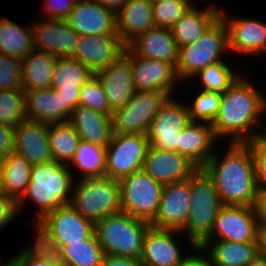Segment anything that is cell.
Segmentation results:
<instances>
[{
	"label": "cell",
	"mask_w": 266,
	"mask_h": 266,
	"mask_svg": "<svg viewBox=\"0 0 266 266\" xmlns=\"http://www.w3.org/2000/svg\"><path fill=\"white\" fill-rule=\"evenodd\" d=\"M248 78L241 73L222 94L219 112L211 124L220 141L246 143L253 140L258 135L262 118H266V95Z\"/></svg>",
	"instance_id": "1"
},
{
	"label": "cell",
	"mask_w": 266,
	"mask_h": 266,
	"mask_svg": "<svg viewBox=\"0 0 266 266\" xmlns=\"http://www.w3.org/2000/svg\"><path fill=\"white\" fill-rule=\"evenodd\" d=\"M226 145L224 154L216 147L202 169L212 179L223 205L258 207L261 194L256 183L254 159L249 145Z\"/></svg>",
	"instance_id": "2"
},
{
	"label": "cell",
	"mask_w": 266,
	"mask_h": 266,
	"mask_svg": "<svg viewBox=\"0 0 266 266\" xmlns=\"http://www.w3.org/2000/svg\"><path fill=\"white\" fill-rule=\"evenodd\" d=\"M74 175L68 165L56 161L33 165L30 182L17 201L19 214L24 206L28 205L26 202L29 200L30 204L36 206V216L31 223L33 226L46 213L69 205L75 181Z\"/></svg>",
	"instance_id": "3"
},
{
	"label": "cell",
	"mask_w": 266,
	"mask_h": 266,
	"mask_svg": "<svg viewBox=\"0 0 266 266\" xmlns=\"http://www.w3.org/2000/svg\"><path fill=\"white\" fill-rule=\"evenodd\" d=\"M150 227V222L121 211L94 223V234L105 255L140 259Z\"/></svg>",
	"instance_id": "4"
},
{
	"label": "cell",
	"mask_w": 266,
	"mask_h": 266,
	"mask_svg": "<svg viewBox=\"0 0 266 266\" xmlns=\"http://www.w3.org/2000/svg\"><path fill=\"white\" fill-rule=\"evenodd\" d=\"M223 206L212 179L199 169L191 177V204L185 227L181 233L187 237V247L200 246L213 229L216 216Z\"/></svg>",
	"instance_id": "5"
},
{
	"label": "cell",
	"mask_w": 266,
	"mask_h": 266,
	"mask_svg": "<svg viewBox=\"0 0 266 266\" xmlns=\"http://www.w3.org/2000/svg\"><path fill=\"white\" fill-rule=\"evenodd\" d=\"M32 227L35 242L55 253L69 243L88 239L94 233V223L70 205L46 213Z\"/></svg>",
	"instance_id": "6"
},
{
	"label": "cell",
	"mask_w": 266,
	"mask_h": 266,
	"mask_svg": "<svg viewBox=\"0 0 266 266\" xmlns=\"http://www.w3.org/2000/svg\"><path fill=\"white\" fill-rule=\"evenodd\" d=\"M229 51L228 30L219 17L195 42L179 47L176 73L183 83L190 81L199 70L224 60Z\"/></svg>",
	"instance_id": "7"
},
{
	"label": "cell",
	"mask_w": 266,
	"mask_h": 266,
	"mask_svg": "<svg viewBox=\"0 0 266 266\" xmlns=\"http://www.w3.org/2000/svg\"><path fill=\"white\" fill-rule=\"evenodd\" d=\"M69 205L93 223L121 212L119 181L109 177L77 179Z\"/></svg>",
	"instance_id": "8"
},
{
	"label": "cell",
	"mask_w": 266,
	"mask_h": 266,
	"mask_svg": "<svg viewBox=\"0 0 266 266\" xmlns=\"http://www.w3.org/2000/svg\"><path fill=\"white\" fill-rule=\"evenodd\" d=\"M170 97L165 91L135 90L125 106L113 111V133L146 135L153 118Z\"/></svg>",
	"instance_id": "9"
},
{
	"label": "cell",
	"mask_w": 266,
	"mask_h": 266,
	"mask_svg": "<svg viewBox=\"0 0 266 266\" xmlns=\"http://www.w3.org/2000/svg\"><path fill=\"white\" fill-rule=\"evenodd\" d=\"M119 184L122 212L151 222L157 214L164 185L143 169L123 177Z\"/></svg>",
	"instance_id": "10"
},
{
	"label": "cell",
	"mask_w": 266,
	"mask_h": 266,
	"mask_svg": "<svg viewBox=\"0 0 266 266\" xmlns=\"http://www.w3.org/2000/svg\"><path fill=\"white\" fill-rule=\"evenodd\" d=\"M259 233L258 207L223 205L216 216L210 236L205 241L259 242Z\"/></svg>",
	"instance_id": "11"
},
{
	"label": "cell",
	"mask_w": 266,
	"mask_h": 266,
	"mask_svg": "<svg viewBox=\"0 0 266 266\" xmlns=\"http://www.w3.org/2000/svg\"><path fill=\"white\" fill-rule=\"evenodd\" d=\"M149 146L146 135L113 133L106 147L105 177L119 181L142 169Z\"/></svg>",
	"instance_id": "12"
},
{
	"label": "cell",
	"mask_w": 266,
	"mask_h": 266,
	"mask_svg": "<svg viewBox=\"0 0 266 266\" xmlns=\"http://www.w3.org/2000/svg\"><path fill=\"white\" fill-rule=\"evenodd\" d=\"M178 99L171 96L150 123L146 137L154 148L179 153V132L191 119L186 102Z\"/></svg>",
	"instance_id": "13"
},
{
	"label": "cell",
	"mask_w": 266,
	"mask_h": 266,
	"mask_svg": "<svg viewBox=\"0 0 266 266\" xmlns=\"http://www.w3.org/2000/svg\"><path fill=\"white\" fill-rule=\"evenodd\" d=\"M131 63L133 82L136 90L165 91L175 97L182 83L176 68L164 61L148 59L134 54L127 46L123 54ZM178 84V85H177ZM177 86V87H176Z\"/></svg>",
	"instance_id": "14"
},
{
	"label": "cell",
	"mask_w": 266,
	"mask_h": 266,
	"mask_svg": "<svg viewBox=\"0 0 266 266\" xmlns=\"http://www.w3.org/2000/svg\"><path fill=\"white\" fill-rule=\"evenodd\" d=\"M94 74L73 57H58L54 63L51 87L62 99V122L69 120L79 105L81 86Z\"/></svg>",
	"instance_id": "15"
},
{
	"label": "cell",
	"mask_w": 266,
	"mask_h": 266,
	"mask_svg": "<svg viewBox=\"0 0 266 266\" xmlns=\"http://www.w3.org/2000/svg\"><path fill=\"white\" fill-rule=\"evenodd\" d=\"M180 235L185 237L181 231L150 227L145 234L139 259L142 266H180L187 257V252L190 253L196 247L189 246V251H182L184 247L179 243Z\"/></svg>",
	"instance_id": "16"
},
{
	"label": "cell",
	"mask_w": 266,
	"mask_h": 266,
	"mask_svg": "<svg viewBox=\"0 0 266 266\" xmlns=\"http://www.w3.org/2000/svg\"><path fill=\"white\" fill-rule=\"evenodd\" d=\"M191 204V178L164 185L159 208L150 226L181 231L186 223Z\"/></svg>",
	"instance_id": "17"
},
{
	"label": "cell",
	"mask_w": 266,
	"mask_h": 266,
	"mask_svg": "<svg viewBox=\"0 0 266 266\" xmlns=\"http://www.w3.org/2000/svg\"><path fill=\"white\" fill-rule=\"evenodd\" d=\"M220 17L228 30L230 53H237L245 57L256 56L262 58L266 53V23L255 18H229L225 10L221 9ZM264 55V56H263ZM262 56V57H260Z\"/></svg>",
	"instance_id": "18"
},
{
	"label": "cell",
	"mask_w": 266,
	"mask_h": 266,
	"mask_svg": "<svg viewBox=\"0 0 266 266\" xmlns=\"http://www.w3.org/2000/svg\"><path fill=\"white\" fill-rule=\"evenodd\" d=\"M125 48L119 35H79L73 47V58L94 74L117 61Z\"/></svg>",
	"instance_id": "19"
},
{
	"label": "cell",
	"mask_w": 266,
	"mask_h": 266,
	"mask_svg": "<svg viewBox=\"0 0 266 266\" xmlns=\"http://www.w3.org/2000/svg\"><path fill=\"white\" fill-rule=\"evenodd\" d=\"M35 50L58 57H73L79 34L66 20L43 19L32 22Z\"/></svg>",
	"instance_id": "20"
},
{
	"label": "cell",
	"mask_w": 266,
	"mask_h": 266,
	"mask_svg": "<svg viewBox=\"0 0 266 266\" xmlns=\"http://www.w3.org/2000/svg\"><path fill=\"white\" fill-rule=\"evenodd\" d=\"M142 169L162 185L190 179L199 168L178 152L149 146Z\"/></svg>",
	"instance_id": "21"
},
{
	"label": "cell",
	"mask_w": 266,
	"mask_h": 266,
	"mask_svg": "<svg viewBox=\"0 0 266 266\" xmlns=\"http://www.w3.org/2000/svg\"><path fill=\"white\" fill-rule=\"evenodd\" d=\"M66 21L79 35H118L116 13L94 0H76Z\"/></svg>",
	"instance_id": "22"
},
{
	"label": "cell",
	"mask_w": 266,
	"mask_h": 266,
	"mask_svg": "<svg viewBox=\"0 0 266 266\" xmlns=\"http://www.w3.org/2000/svg\"><path fill=\"white\" fill-rule=\"evenodd\" d=\"M49 123L25 119L14 128V152L32 165L52 162L49 140Z\"/></svg>",
	"instance_id": "23"
},
{
	"label": "cell",
	"mask_w": 266,
	"mask_h": 266,
	"mask_svg": "<svg viewBox=\"0 0 266 266\" xmlns=\"http://www.w3.org/2000/svg\"><path fill=\"white\" fill-rule=\"evenodd\" d=\"M94 75L101 83L112 111L125 106L136 90L131 63L124 55Z\"/></svg>",
	"instance_id": "24"
},
{
	"label": "cell",
	"mask_w": 266,
	"mask_h": 266,
	"mask_svg": "<svg viewBox=\"0 0 266 266\" xmlns=\"http://www.w3.org/2000/svg\"><path fill=\"white\" fill-rule=\"evenodd\" d=\"M218 141L211 124L191 121L179 132V154L202 169L214 154V149L221 146Z\"/></svg>",
	"instance_id": "25"
},
{
	"label": "cell",
	"mask_w": 266,
	"mask_h": 266,
	"mask_svg": "<svg viewBox=\"0 0 266 266\" xmlns=\"http://www.w3.org/2000/svg\"><path fill=\"white\" fill-rule=\"evenodd\" d=\"M127 47L136 55L167 62L175 68L179 60V46L169 28L153 27L132 40Z\"/></svg>",
	"instance_id": "26"
},
{
	"label": "cell",
	"mask_w": 266,
	"mask_h": 266,
	"mask_svg": "<svg viewBox=\"0 0 266 266\" xmlns=\"http://www.w3.org/2000/svg\"><path fill=\"white\" fill-rule=\"evenodd\" d=\"M82 141L107 147L113 129L111 115L78 105L68 120Z\"/></svg>",
	"instance_id": "27"
},
{
	"label": "cell",
	"mask_w": 266,
	"mask_h": 266,
	"mask_svg": "<svg viewBox=\"0 0 266 266\" xmlns=\"http://www.w3.org/2000/svg\"><path fill=\"white\" fill-rule=\"evenodd\" d=\"M117 33L127 46L140 34L155 26L149 0H127L116 13Z\"/></svg>",
	"instance_id": "28"
},
{
	"label": "cell",
	"mask_w": 266,
	"mask_h": 266,
	"mask_svg": "<svg viewBox=\"0 0 266 266\" xmlns=\"http://www.w3.org/2000/svg\"><path fill=\"white\" fill-rule=\"evenodd\" d=\"M199 247L213 266H248L259 254V242L204 241Z\"/></svg>",
	"instance_id": "29"
},
{
	"label": "cell",
	"mask_w": 266,
	"mask_h": 266,
	"mask_svg": "<svg viewBox=\"0 0 266 266\" xmlns=\"http://www.w3.org/2000/svg\"><path fill=\"white\" fill-rule=\"evenodd\" d=\"M198 8L193 5L191 9L171 28L176 44L183 45L195 42L220 17L221 8L216 3Z\"/></svg>",
	"instance_id": "30"
},
{
	"label": "cell",
	"mask_w": 266,
	"mask_h": 266,
	"mask_svg": "<svg viewBox=\"0 0 266 266\" xmlns=\"http://www.w3.org/2000/svg\"><path fill=\"white\" fill-rule=\"evenodd\" d=\"M56 60V56L37 50L26 55L21 60L23 91L50 88Z\"/></svg>",
	"instance_id": "31"
},
{
	"label": "cell",
	"mask_w": 266,
	"mask_h": 266,
	"mask_svg": "<svg viewBox=\"0 0 266 266\" xmlns=\"http://www.w3.org/2000/svg\"><path fill=\"white\" fill-rule=\"evenodd\" d=\"M26 117L29 120L62 122V99L52 87L25 91Z\"/></svg>",
	"instance_id": "32"
},
{
	"label": "cell",
	"mask_w": 266,
	"mask_h": 266,
	"mask_svg": "<svg viewBox=\"0 0 266 266\" xmlns=\"http://www.w3.org/2000/svg\"><path fill=\"white\" fill-rule=\"evenodd\" d=\"M35 50L32 25L22 27L5 17H0V53L23 59Z\"/></svg>",
	"instance_id": "33"
},
{
	"label": "cell",
	"mask_w": 266,
	"mask_h": 266,
	"mask_svg": "<svg viewBox=\"0 0 266 266\" xmlns=\"http://www.w3.org/2000/svg\"><path fill=\"white\" fill-rule=\"evenodd\" d=\"M32 166L27 159L15 152L6 155L0 170L2 193L18 201L30 182Z\"/></svg>",
	"instance_id": "34"
},
{
	"label": "cell",
	"mask_w": 266,
	"mask_h": 266,
	"mask_svg": "<svg viewBox=\"0 0 266 266\" xmlns=\"http://www.w3.org/2000/svg\"><path fill=\"white\" fill-rule=\"evenodd\" d=\"M48 140L53 161L64 165L71 162L81 141L69 121L49 123Z\"/></svg>",
	"instance_id": "35"
},
{
	"label": "cell",
	"mask_w": 266,
	"mask_h": 266,
	"mask_svg": "<svg viewBox=\"0 0 266 266\" xmlns=\"http://www.w3.org/2000/svg\"><path fill=\"white\" fill-rule=\"evenodd\" d=\"M70 164L73 166L71 167ZM68 166L71 171L74 167L82 172L77 179L105 177L106 147L81 140Z\"/></svg>",
	"instance_id": "36"
},
{
	"label": "cell",
	"mask_w": 266,
	"mask_h": 266,
	"mask_svg": "<svg viewBox=\"0 0 266 266\" xmlns=\"http://www.w3.org/2000/svg\"><path fill=\"white\" fill-rule=\"evenodd\" d=\"M56 254L69 266H101L105 256L94 233L86 240L63 246Z\"/></svg>",
	"instance_id": "37"
},
{
	"label": "cell",
	"mask_w": 266,
	"mask_h": 266,
	"mask_svg": "<svg viewBox=\"0 0 266 266\" xmlns=\"http://www.w3.org/2000/svg\"><path fill=\"white\" fill-rule=\"evenodd\" d=\"M227 63L229 62L222 60L208 65L199 70L188 82L191 83L197 78L201 86L199 90L224 93L241 75L238 70H232L231 65Z\"/></svg>",
	"instance_id": "38"
},
{
	"label": "cell",
	"mask_w": 266,
	"mask_h": 266,
	"mask_svg": "<svg viewBox=\"0 0 266 266\" xmlns=\"http://www.w3.org/2000/svg\"><path fill=\"white\" fill-rule=\"evenodd\" d=\"M222 94L200 90L191 103L186 102L191 121L212 124L219 112Z\"/></svg>",
	"instance_id": "39"
},
{
	"label": "cell",
	"mask_w": 266,
	"mask_h": 266,
	"mask_svg": "<svg viewBox=\"0 0 266 266\" xmlns=\"http://www.w3.org/2000/svg\"><path fill=\"white\" fill-rule=\"evenodd\" d=\"M26 117L25 92L0 90V123L16 127Z\"/></svg>",
	"instance_id": "40"
},
{
	"label": "cell",
	"mask_w": 266,
	"mask_h": 266,
	"mask_svg": "<svg viewBox=\"0 0 266 266\" xmlns=\"http://www.w3.org/2000/svg\"><path fill=\"white\" fill-rule=\"evenodd\" d=\"M193 5V0H163L152 3L155 27L171 29Z\"/></svg>",
	"instance_id": "41"
},
{
	"label": "cell",
	"mask_w": 266,
	"mask_h": 266,
	"mask_svg": "<svg viewBox=\"0 0 266 266\" xmlns=\"http://www.w3.org/2000/svg\"><path fill=\"white\" fill-rule=\"evenodd\" d=\"M79 105L111 116L113 113L102 85L95 75L81 86Z\"/></svg>",
	"instance_id": "42"
},
{
	"label": "cell",
	"mask_w": 266,
	"mask_h": 266,
	"mask_svg": "<svg viewBox=\"0 0 266 266\" xmlns=\"http://www.w3.org/2000/svg\"><path fill=\"white\" fill-rule=\"evenodd\" d=\"M32 243L9 258L12 266H54L59 260L55 252L42 248L35 241Z\"/></svg>",
	"instance_id": "43"
},
{
	"label": "cell",
	"mask_w": 266,
	"mask_h": 266,
	"mask_svg": "<svg viewBox=\"0 0 266 266\" xmlns=\"http://www.w3.org/2000/svg\"><path fill=\"white\" fill-rule=\"evenodd\" d=\"M0 90L23 91L21 59L0 53Z\"/></svg>",
	"instance_id": "44"
},
{
	"label": "cell",
	"mask_w": 266,
	"mask_h": 266,
	"mask_svg": "<svg viewBox=\"0 0 266 266\" xmlns=\"http://www.w3.org/2000/svg\"><path fill=\"white\" fill-rule=\"evenodd\" d=\"M251 150L254 166L256 183L259 193L266 195V146H264L257 138L246 142Z\"/></svg>",
	"instance_id": "45"
},
{
	"label": "cell",
	"mask_w": 266,
	"mask_h": 266,
	"mask_svg": "<svg viewBox=\"0 0 266 266\" xmlns=\"http://www.w3.org/2000/svg\"><path fill=\"white\" fill-rule=\"evenodd\" d=\"M76 0H43L41 18L66 20Z\"/></svg>",
	"instance_id": "46"
},
{
	"label": "cell",
	"mask_w": 266,
	"mask_h": 266,
	"mask_svg": "<svg viewBox=\"0 0 266 266\" xmlns=\"http://www.w3.org/2000/svg\"><path fill=\"white\" fill-rule=\"evenodd\" d=\"M18 203L10 196L4 193L0 194V230L12 223L18 218Z\"/></svg>",
	"instance_id": "47"
},
{
	"label": "cell",
	"mask_w": 266,
	"mask_h": 266,
	"mask_svg": "<svg viewBox=\"0 0 266 266\" xmlns=\"http://www.w3.org/2000/svg\"><path fill=\"white\" fill-rule=\"evenodd\" d=\"M14 127L0 123V152L9 155L14 152Z\"/></svg>",
	"instance_id": "48"
},
{
	"label": "cell",
	"mask_w": 266,
	"mask_h": 266,
	"mask_svg": "<svg viewBox=\"0 0 266 266\" xmlns=\"http://www.w3.org/2000/svg\"><path fill=\"white\" fill-rule=\"evenodd\" d=\"M194 252V253H192ZM180 266H213L210 257L202 250L201 247L196 246L193 251L188 253L184 262Z\"/></svg>",
	"instance_id": "49"
},
{
	"label": "cell",
	"mask_w": 266,
	"mask_h": 266,
	"mask_svg": "<svg viewBox=\"0 0 266 266\" xmlns=\"http://www.w3.org/2000/svg\"><path fill=\"white\" fill-rule=\"evenodd\" d=\"M101 266H142L139 259L126 256L105 255Z\"/></svg>",
	"instance_id": "50"
},
{
	"label": "cell",
	"mask_w": 266,
	"mask_h": 266,
	"mask_svg": "<svg viewBox=\"0 0 266 266\" xmlns=\"http://www.w3.org/2000/svg\"><path fill=\"white\" fill-rule=\"evenodd\" d=\"M260 229L266 231V195H262L258 202Z\"/></svg>",
	"instance_id": "51"
},
{
	"label": "cell",
	"mask_w": 266,
	"mask_h": 266,
	"mask_svg": "<svg viewBox=\"0 0 266 266\" xmlns=\"http://www.w3.org/2000/svg\"><path fill=\"white\" fill-rule=\"evenodd\" d=\"M94 1L117 13L127 0H94Z\"/></svg>",
	"instance_id": "52"
},
{
	"label": "cell",
	"mask_w": 266,
	"mask_h": 266,
	"mask_svg": "<svg viewBox=\"0 0 266 266\" xmlns=\"http://www.w3.org/2000/svg\"><path fill=\"white\" fill-rule=\"evenodd\" d=\"M259 251L262 256L266 257V231L262 229L259 233Z\"/></svg>",
	"instance_id": "53"
},
{
	"label": "cell",
	"mask_w": 266,
	"mask_h": 266,
	"mask_svg": "<svg viewBox=\"0 0 266 266\" xmlns=\"http://www.w3.org/2000/svg\"><path fill=\"white\" fill-rule=\"evenodd\" d=\"M263 124V125H262ZM262 127H259V131H258V135H257V139L264 145L266 146V127L263 128L264 123L262 121L261 125ZM266 126V124H265ZM262 128V129H261ZM264 129V131L262 132V130Z\"/></svg>",
	"instance_id": "54"
},
{
	"label": "cell",
	"mask_w": 266,
	"mask_h": 266,
	"mask_svg": "<svg viewBox=\"0 0 266 266\" xmlns=\"http://www.w3.org/2000/svg\"><path fill=\"white\" fill-rule=\"evenodd\" d=\"M248 266H266V257L259 254Z\"/></svg>",
	"instance_id": "55"
},
{
	"label": "cell",
	"mask_w": 266,
	"mask_h": 266,
	"mask_svg": "<svg viewBox=\"0 0 266 266\" xmlns=\"http://www.w3.org/2000/svg\"><path fill=\"white\" fill-rule=\"evenodd\" d=\"M5 154H3L2 152H0V170L4 164V160H5Z\"/></svg>",
	"instance_id": "56"
},
{
	"label": "cell",
	"mask_w": 266,
	"mask_h": 266,
	"mask_svg": "<svg viewBox=\"0 0 266 266\" xmlns=\"http://www.w3.org/2000/svg\"><path fill=\"white\" fill-rule=\"evenodd\" d=\"M54 266H69V265H67V264H65L64 262L58 260V261L54 264Z\"/></svg>",
	"instance_id": "57"
},
{
	"label": "cell",
	"mask_w": 266,
	"mask_h": 266,
	"mask_svg": "<svg viewBox=\"0 0 266 266\" xmlns=\"http://www.w3.org/2000/svg\"><path fill=\"white\" fill-rule=\"evenodd\" d=\"M8 261H9V259L2 261V258H1V255H0V266H5L8 263Z\"/></svg>",
	"instance_id": "58"
},
{
	"label": "cell",
	"mask_w": 266,
	"mask_h": 266,
	"mask_svg": "<svg viewBox=\"0 0 266 266\" xmlns=\"http://www.w3.org/2000/svg\"><path fill=\"white\" fill-rule=\"evenodd\" d=\"M2 193V183H1V176H0V194Z\"/></svg>",
	"instance_id": "59"
},
{
	"label": "cell",
	"mask_w": 266,
	"mask_h": 266,
	"mask_svg": "<svg viewBox=\"0 0 266 266\" xmlns=\"http://www.w3.org/2000/svg\"><path fill=\"white\" fill-rule=\"evenodd\" d=\"M151 3L157 2V1H163V0H149Z\"/></svg>",
	"instance_id": "60"
},
{
	"label": "cell",
	"mask_w": 266,
	"mask_h": 266,
	"mask_svg": "<svg viewBox=\"0 0 266 266\" xmlns=\"http://www.w3.org/2000/svg\"><path fill=\"white\" fill-rule=\"evenodd\" d=\"M5 266H12V264L10 261H8V263Z\"/></svg>",
	"instance_id": "61"
}]
</instances>
